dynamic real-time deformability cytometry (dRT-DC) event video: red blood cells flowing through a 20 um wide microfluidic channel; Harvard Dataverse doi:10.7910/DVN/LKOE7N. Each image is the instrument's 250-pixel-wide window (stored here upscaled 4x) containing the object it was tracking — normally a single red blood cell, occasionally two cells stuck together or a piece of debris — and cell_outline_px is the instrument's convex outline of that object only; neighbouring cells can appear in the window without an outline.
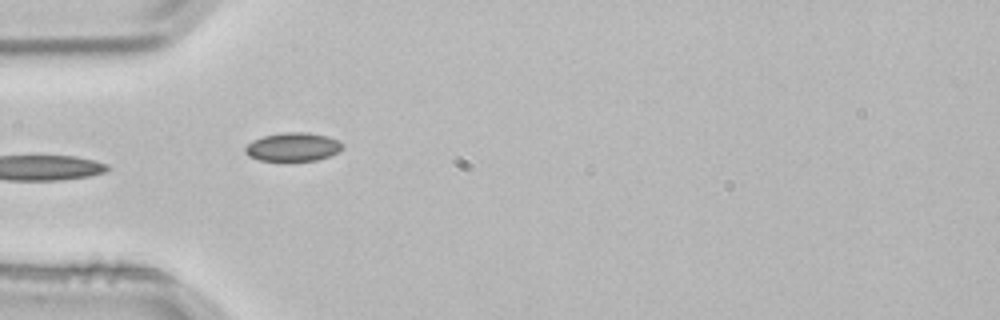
{"species": "common noctule bat (a hibernating species)", "species_latin": "Nyctalus noctula", "temperature_condition": "room temperature", "stored_images_in_passage": 4, "camera_frame_rate_fps": 3000, "um_per_image_px": 0.085, "animal": {"sex": "male", "body_mass_g": 21.5, "forearm_length_mm": 52.0}, "frame": {"image": 1, "passage_image": 4, "time_ms": 1.0, "image_size_px": [1000, 320], "cell_outline_px": [[344, 148], [328, 156], [316, 160], [260, 160], [248, 156], [244, 152], [244, 148], [252, 140], [264, 136], [284, 132], [308, 132], [328, 136], [344, 144]], "centroid_in_image_um": [24.89, 12.47], "position_along_channel_um": 60.1, "area_um2": 16.07}}